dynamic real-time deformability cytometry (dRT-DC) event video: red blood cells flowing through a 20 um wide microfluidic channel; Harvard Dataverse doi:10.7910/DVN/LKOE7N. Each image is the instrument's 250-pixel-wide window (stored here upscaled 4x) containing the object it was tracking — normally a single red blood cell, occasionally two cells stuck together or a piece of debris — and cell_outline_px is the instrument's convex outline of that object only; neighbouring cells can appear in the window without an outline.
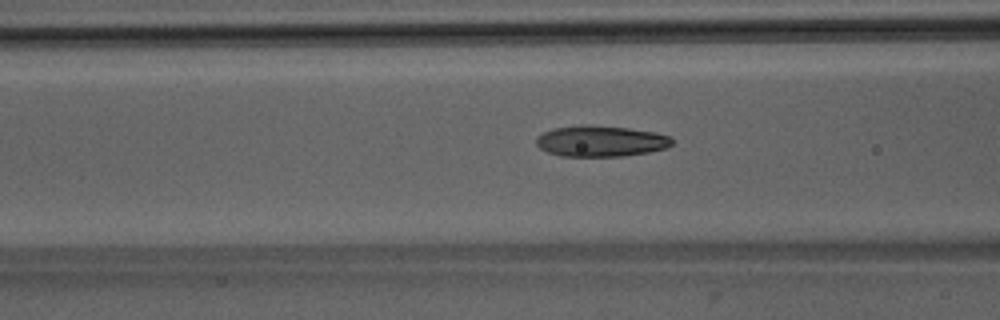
{"species": "Egyptian fruit bat (a non-hibernating species)", "species_latin": "Rousettus aegyptiacus", "temperature_condition": "room temperature", "stored_images_in_passage": 53, "camera_frame_rate_fps": 3000, "um_per_image_px": 0.085, "animal": {"sex": "male"}, "frame": {"image": 1, "passage_image": 21, "time_ms": 6.667, "image_size_px": [1000, 320], "cell_outline_px": [[672, 144], [668, 148], [648, 152], [620, 156], [560, 156], [548, 152], [540, 148], [536, 144], [536, 136], [552, 128], [584, 124], [588, 124], [628, 128], [656, 132], [672, 136]], "centroid_in_image_um": [51.06, 11.98], "position_along_channel_um": 115.5, "area_um2": 24.74}}
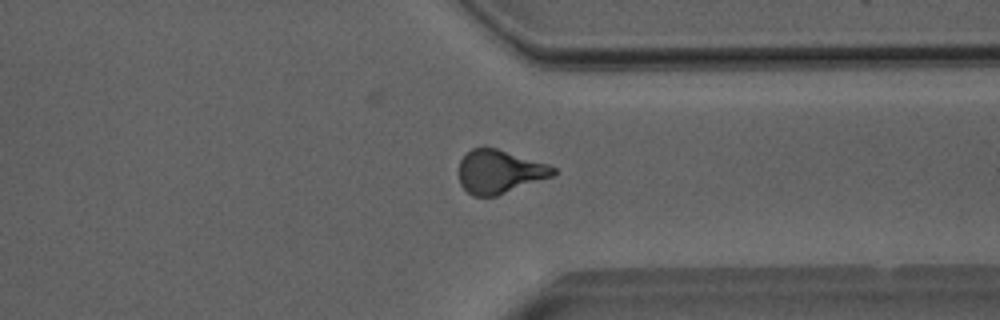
{"frame": {"image": 2, "passage_image": 40, "time_ms": 13.0, "image_size_px": [1000, 320], "cell_outline_px": [[556, 172], [552, 176], [496, 196], [472, 196], [460, 184], [460, 160], [472, 148], [484, 144], [548, 164], [556, 168]], "centroid_in_image_um": [42.44, 14.56], "position_along_channel_um": 369.0, "area_um2": 23.93}}
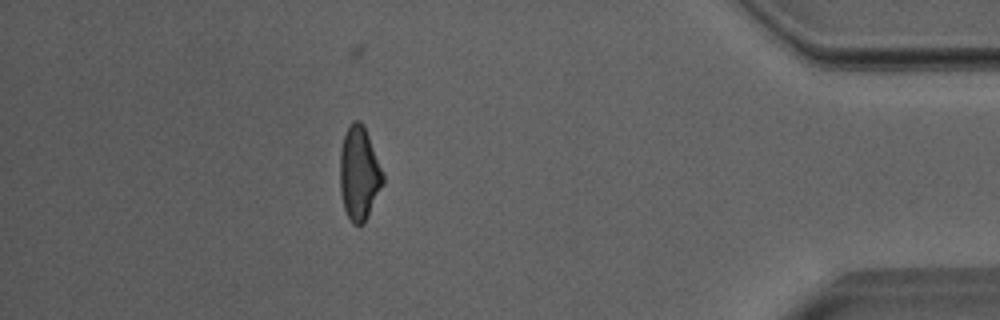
{"frame": {"image": 3, "passage_image": 46, "time_ms": 15.0, "image_size_px": [1000, 320], "cell_outline_px": [[384, 180], [368, 216], [364, 224], [360, 228], [352, 224], [344, 208], [340, 192], [340, 148], [344, 136], [352, 120], [360, 120], [364, 124], [384, 176]], "centroid_in_image_um": [30.51, 14.76], "position_along_channel_um": 404.7, "area_um2": 23.47}, "authors_computed_cell_mechanics": {"area_um2": 23.8136, "velocity_mm_per_s": 4.0103, "shape_relaxation_time_tau1_ms": 4.7402, "shape_relaxation_time_tau2_ms": 2.5955, "deformation_change_tau1": 0.1847, "deformation_change_tau2": 0.0765}}